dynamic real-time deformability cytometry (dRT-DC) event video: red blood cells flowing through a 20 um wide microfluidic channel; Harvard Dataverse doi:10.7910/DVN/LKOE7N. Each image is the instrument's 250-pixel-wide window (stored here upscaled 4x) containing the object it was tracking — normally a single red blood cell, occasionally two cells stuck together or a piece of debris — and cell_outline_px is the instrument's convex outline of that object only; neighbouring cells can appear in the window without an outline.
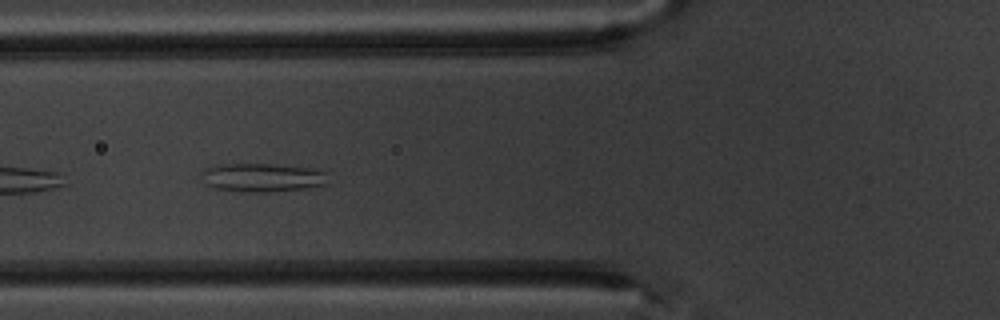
{"species": "common noctule bat (a hibernating species)", "species_latin": "Nyctalus noctula", "temperature_condition": "warm", "stored_images_in_passage": 7, "camera_frame_rate_fps": 3000, "um_per_image_px": 0.085, "animal": {"sex": "male", "body_mass_g": 20.1, "forearm_length_mm": 53.5}, "frame": {"image": 1, "passage_image": 3, "time_ms": 2.333, "image_size_px": [1000, 320], "cell_outline_px": [[328, 184], [304, 188], [268, 192], [244, 192], [208, 188], [204, 184], [200, 172], [204, 168], [216, 164], [272, 164], [308, 168], [328, 172]], "centroid_in_image_um": [22.22, 15.09], "position_along_channel_um": 103.6, "area_um2": 21.5}}
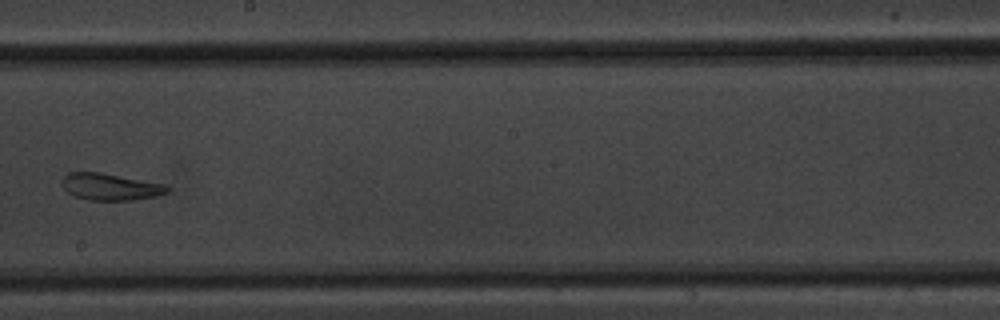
{"frame": {"image": 2, "passage_image": 6, "time_ms": 6.0, "image_size_px": [1000, 320], "cell_outline_px": [[168, 192], [156, 196], [132, 200], [88, 200], [72, 196], [60, 184], [64, 176], [68, 172], [100, 172], [164, 184], [168, 188]], "centroid_in_image_um": [9.32, 15.88], "position_along_channel_um": 238.9, "area_um2": 16.42}}